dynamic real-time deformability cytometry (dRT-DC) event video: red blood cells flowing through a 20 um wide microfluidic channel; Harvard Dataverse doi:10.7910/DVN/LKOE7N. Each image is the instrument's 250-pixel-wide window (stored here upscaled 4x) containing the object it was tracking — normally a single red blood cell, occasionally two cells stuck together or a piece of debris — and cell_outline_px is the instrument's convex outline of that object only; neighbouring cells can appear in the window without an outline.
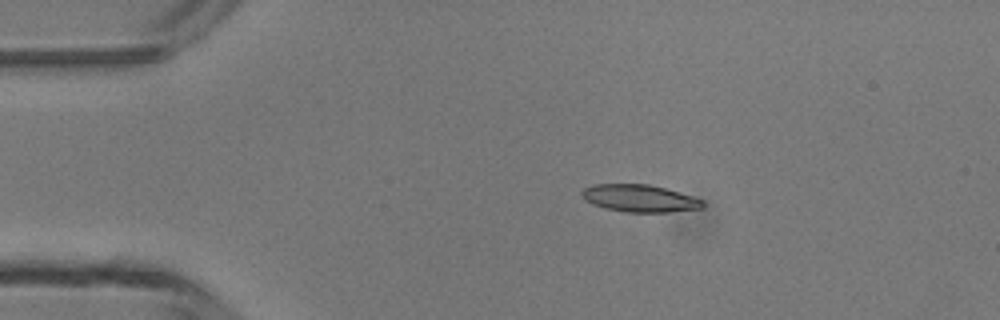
{"species": "common noctule bat (a hibernating species)", "species_latin": "Nyctalus noctula", "temperature_condition": "room temperature", "stored_images_in_passage": 3, "camera_frame_rate_fps": 3000, "um_per_image_px": 0.085, "animal": {"sex": "male", "body_mass_g": 13.3}, "frame": {"image": 1, "passage_image": 2, "time_ms": 1.0, "image_size_px": [1000, 320], "cell_outline_px": [[704, 208], [668, 212], [628, 212], [604, 208], [592, 204], [584, 200], [580, 192], [584, 188], [592, 184], [648, 184], [664, 188], [692, 196], [704, 200]], "centroid_in_image_um": [54.35, 16.86], "position_along_channel_um": 30.7, "area_um2": 19.31}}